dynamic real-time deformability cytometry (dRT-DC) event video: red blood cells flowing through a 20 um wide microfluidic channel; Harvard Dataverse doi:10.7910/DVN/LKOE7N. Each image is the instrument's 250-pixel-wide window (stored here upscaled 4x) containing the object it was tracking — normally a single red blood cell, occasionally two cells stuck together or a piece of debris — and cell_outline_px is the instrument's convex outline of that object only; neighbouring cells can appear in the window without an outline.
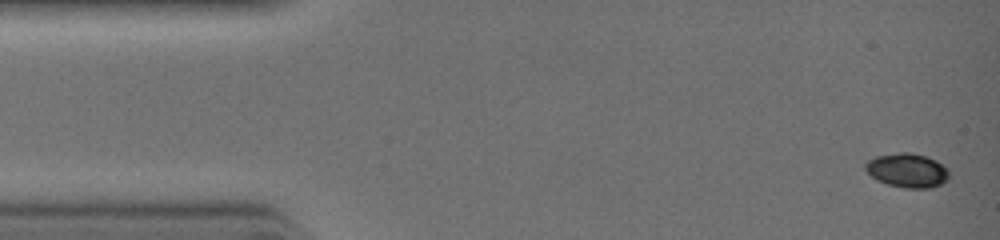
{"species": "common noctule bat (a hibernating species)", "species_latin": "Nyctalus noctula", "temperature_condition": "warm", "stored_images_in_passage": 33, "camera_frame_rate_fps": 3000, "um_per_image_px": 0.085, "animal": {"sex": "female", "body_mass_g": 19.0, "forearm_length_mm": 51.5}, "frame": {"image": 1, "passage_image": 1, "time_ms": 0.0, "image_size_px": [1000, 240], "cell_outline_px": [[948, 180], [932, 188], [904, 188], [888, 184], [872, 176], [864, 168], [864, 164], [868, 160], [876, 156], [900, 152], [912, 152], [936, 160], [948, 172]], "centroid_in_image_um": [77.1, 14.48], "position_along_channel_um": 7.9, "area_um2": 16.42}}
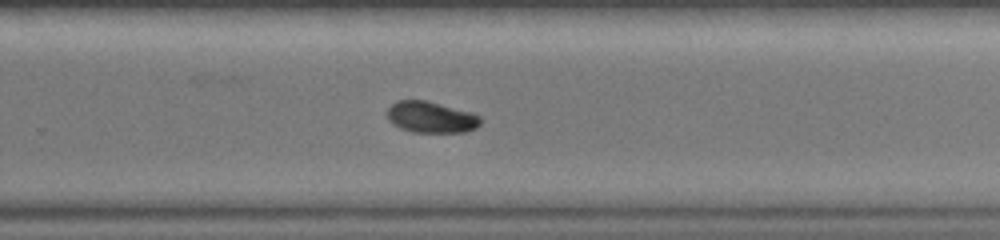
{"frame": {"image": 2, "passage_image": 21, "time_ms": 6.667, "image_size_px": [1000, 240], "cell_outline_px": [[480, 124], [476, 128], [464, 132], [412, 132], [400, 128], [392, 124], [388, 120], [388, 108], [396, 100], [424, 100], [472, 112], [480, 116]], "centroid_in_image_um": [36.63, 9.96], "position_along_channel_um": 293.2, "area_um2": 16.99}}
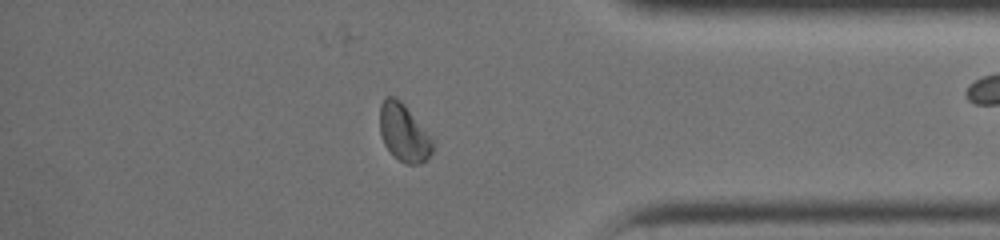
{"frame": {"image": 3, "passage_image": 27, "time_ms": 8.667, "image_size_px": [1000, 240], "cell_outline_px": [[432, 152], [428, 160], [420, 164], [404, 164], [384, 144], [380, 132], [380, 104], [384, 96], [392, 96], [400, 100], [404, 104], [432, 136]], "centroid_in_image_um": [34.34, 11.27], "position_along_channel_um": 400.9, "area_um2": 17.74}}